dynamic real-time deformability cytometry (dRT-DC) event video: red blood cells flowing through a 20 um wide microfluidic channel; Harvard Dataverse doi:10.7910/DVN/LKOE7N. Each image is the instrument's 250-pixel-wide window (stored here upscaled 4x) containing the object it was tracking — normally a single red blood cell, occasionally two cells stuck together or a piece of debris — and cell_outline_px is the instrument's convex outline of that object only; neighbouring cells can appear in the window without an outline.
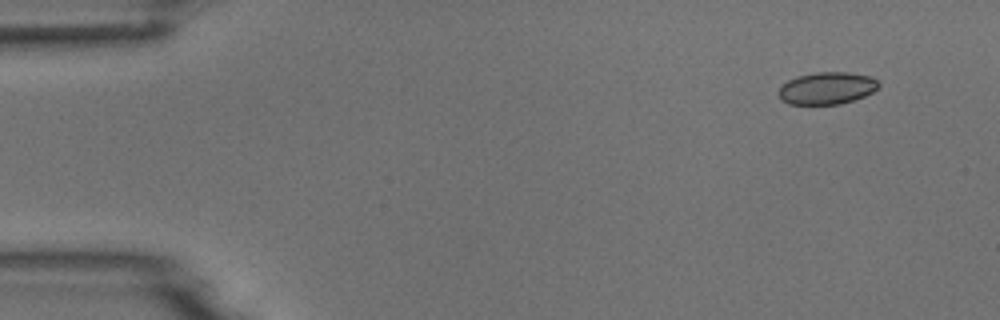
{"species": "common noctule bat (a hibernating species)", "species_latin": "Nyctalus noctula", "temperature_condition": "room temperature", "stored_images_in_passage": 4, "camera_frame_rate_fps": 3000, "um_per_image_px": 0.085, "animal": {"sex": "male", "body_mass_g": 18.8}, "frame": {"image": 1, "passage_image": 1, "time_ms": 0.0, "image_size_px": [1000, 320], "cell_outline_px": [[880, 88], [864, 96], [840, 104], [788, 104], [780, 100], [776, 92], [788, 80], [796, 76], [816, 72], [848, 72], [868, 76], [880, 80]], "centroid_in_image_um": [70.28, 7.49], "position_along_channel_um": 14.7, "area_um2": 18.96}}
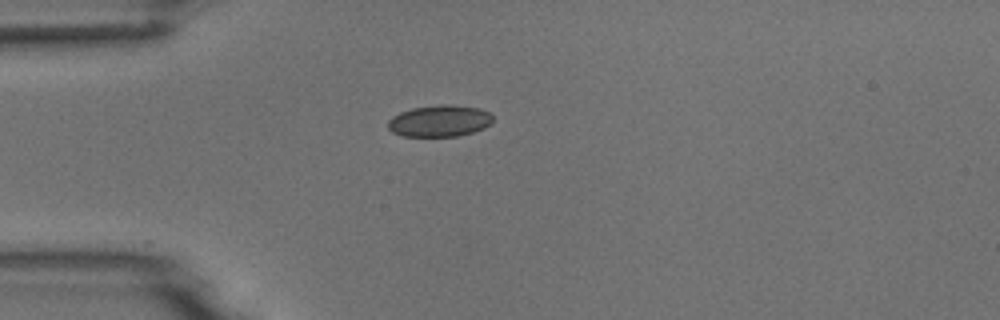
{"frame": {"image": 2, "passage_image": 3, "time_ms": 3.333, "image_size_px": [1000, 320], "cell_outline_px": [[492, 124], [484, 128], [472, 132], [456, 136], [404, 136], [392, 132], [388, 128], [388, 120], [392, 116], [400, 112], [412, 108], [440, 104], [452, 104], [480, 108], [488, 112], [492, 116]], "centroid_in_image_um": [37.36, 10.27], "position_along_channel_um": 47.6, "area_um2": 19.42}}